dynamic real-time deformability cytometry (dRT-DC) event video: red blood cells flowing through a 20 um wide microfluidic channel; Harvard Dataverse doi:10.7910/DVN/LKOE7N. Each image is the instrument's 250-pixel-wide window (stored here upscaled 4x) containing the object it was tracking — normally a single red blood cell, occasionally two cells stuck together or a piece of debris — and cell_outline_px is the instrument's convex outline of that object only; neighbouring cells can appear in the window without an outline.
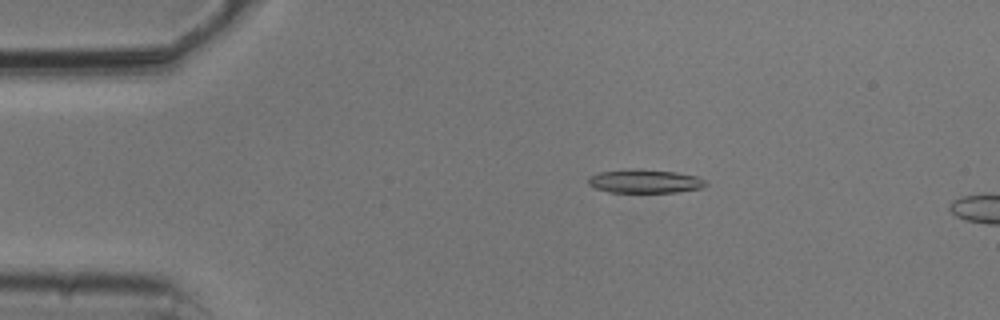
{"species": "common noctule bat (a hibernating species)", "species_latin": "Nyctalus noctula", "temperature_condition": "cold", "stored_images_in_passage": 53, "camera_frame_rate_fps": 3000, "um_per_image_px": 0.085, "animal": {"sex": "male", "body_mass_g": 20.5, "forearm_length_mm": 52.5}, "frame": {"image": 1, "passage_image": 10, "time_ms": 3.0, "image_size_px": [1000, 320], "cell_outline_px": [[708, 184], [700, 188], [676, 192], [608, 192], [596, 188], [588, 184], [588, 176], [600, 172], [632, 168], [640, 168], [676, 172], [696, 176], [708, 180]], "centroid_in_image_um": [54.82, 15.39], "position_along_channel_um": 30.2, "area_um2": 16.36}}
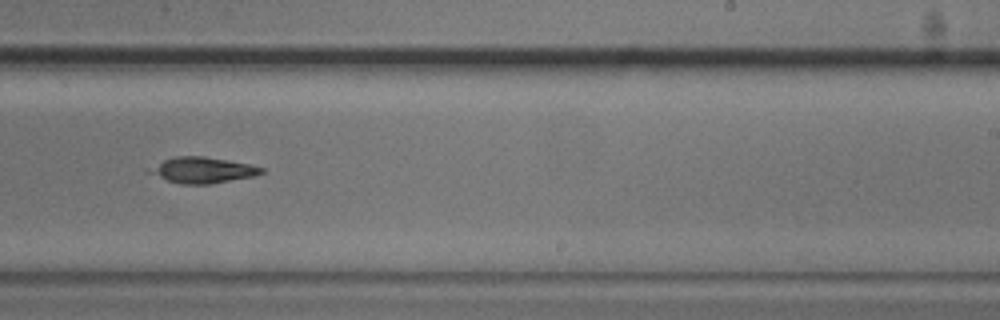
{"frame": {"image": 2, "passage_image": 33, "time_ms": 10.667, "image_size_px": [1000, 320], "cell_outline_px": [[264, 172], [256, 176], [208, 184], [180, 184], [144, 172], [164, 160], [176, 156], [204, 156], [228, 160], [248, 164], [264, 168]], "centroid_in_image_um": [17.22, 14.46], "position_along_channel_um": 271.8, "area_um2": 16.76}}
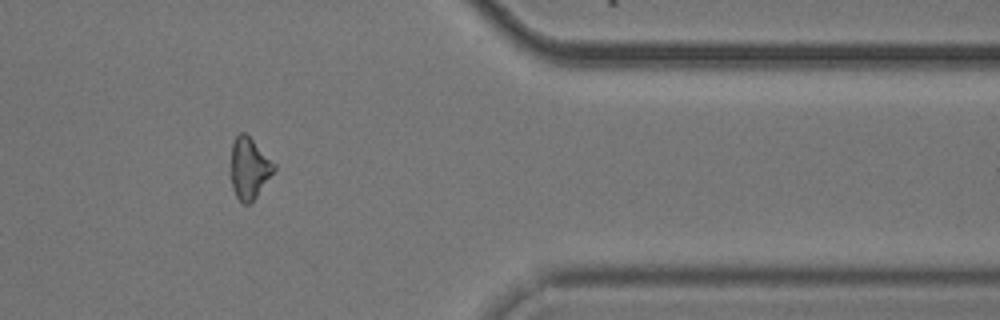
{"frame": {"image": 3, "passage_image": 44, "time_ms": 14.333, "image_size_px": [1000, 320], "cell_outline_px": [[276, 168], [256, 196], [248, 204], [244, 204], [236, 196], [232, 188], [232, 144], [236, 136], [240, 132], [244, 132], [276, 164]], "centroid_in_image_um": [21.19, 14.29], "position_along_channel_um": 390.2, "area_um2": 14.91}}